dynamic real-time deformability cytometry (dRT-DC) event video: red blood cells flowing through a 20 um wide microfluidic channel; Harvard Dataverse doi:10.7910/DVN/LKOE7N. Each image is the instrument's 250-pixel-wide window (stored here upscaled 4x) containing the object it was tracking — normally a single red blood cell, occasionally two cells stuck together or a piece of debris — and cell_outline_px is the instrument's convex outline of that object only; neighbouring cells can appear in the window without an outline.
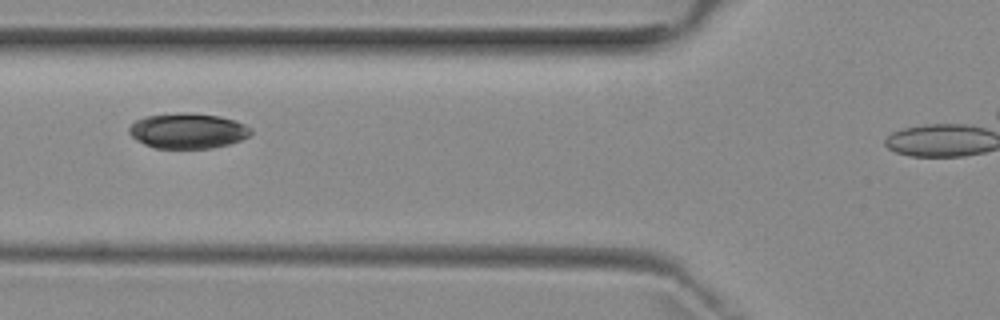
{"species": "common noctule bat (a hibernating species)", "species_latin": "Nyctalus noctula", "temperature_condition": "room temperature", "stored_images_in_passage": 6, "segment_of_instrument_passage": [1, 2], "camera_frame_rate_fps": 3000, "um_per_image_px": 0.085, "animal": {"sex": "female", "body_mass_g": 29.2, "forearm_length_mm": 56.3}, "frame": {"image": 1, "passage_image": 2, "time_ms": 1.333, "image_size_px": [1000, 320], "cell_outline_px": [[252, 132], [248, 136], [240, 140], [228, 144], [212, 148], [156, 148], [144, 144], [136, 140], [128, 132], [128, 128], [136, 120], [144, 116], [184, 112], [220, 116], [236, 120], [252, 128]], "centroid_in_image_um": [15.96, 11.11], "position_along_channel_um": 109.8, "area_um2": 25.09}}
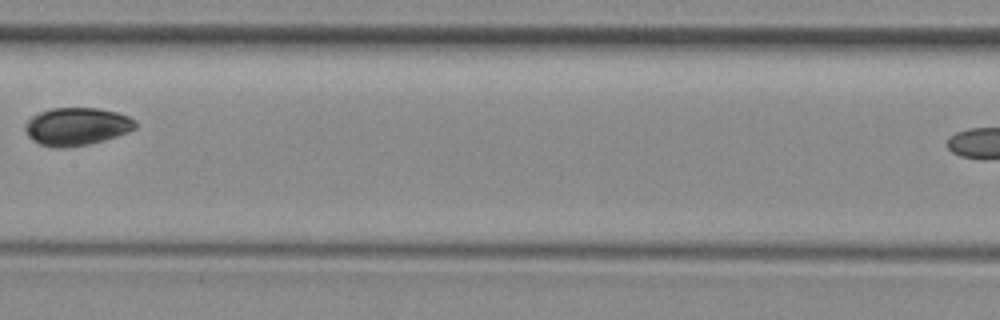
{"frame": {"image": 2, "passage_image": 4, "time_ms": 3.667, "image_size_px": [1000, 320], "cell_outline_px": [[136, 128], [128, 132], [116, 136], [88, 144], [68, 148], [52, 148], [40, 144], [32, 140], [24, 132], [24, 124], [32, 116], [40, 112], [52, 108], [100, 108], [116, 112], [128, 116], [136, 120]], "centroid_in_image_um": [6.49, 10.75], "position_along_channel_um": 200.9, "area_um2": 24.45}}
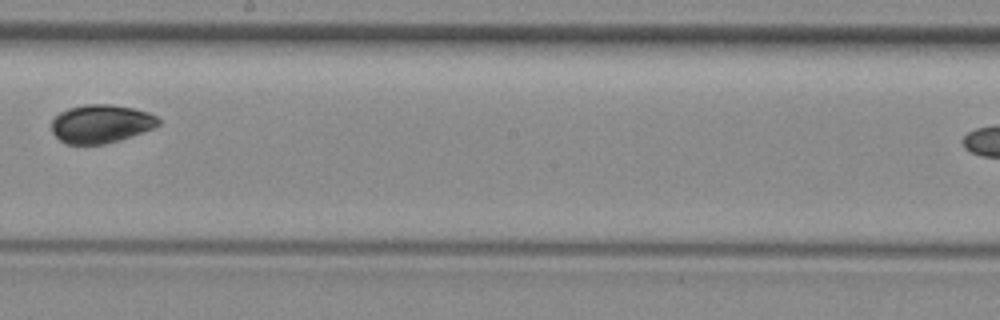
{"frame": {"image": 3, "passage_image": 5, "time_ms": 4.667, "image_size_px": [1000, 320], "cell_outline_px": [[160, 124], [152, 128], [132, 136], [104, 144], [68, 144], [60, 140], [52, 132], [52, 120], [60, 112], [68, 108], [84, 104], [112, 104], [132, 108], [148, 112], [156, 116], [160, 120]], "centroid_in_image_um": [8.57, 10.51], "position_along_channel_um": 239.6, "area_um2": 23.81}}